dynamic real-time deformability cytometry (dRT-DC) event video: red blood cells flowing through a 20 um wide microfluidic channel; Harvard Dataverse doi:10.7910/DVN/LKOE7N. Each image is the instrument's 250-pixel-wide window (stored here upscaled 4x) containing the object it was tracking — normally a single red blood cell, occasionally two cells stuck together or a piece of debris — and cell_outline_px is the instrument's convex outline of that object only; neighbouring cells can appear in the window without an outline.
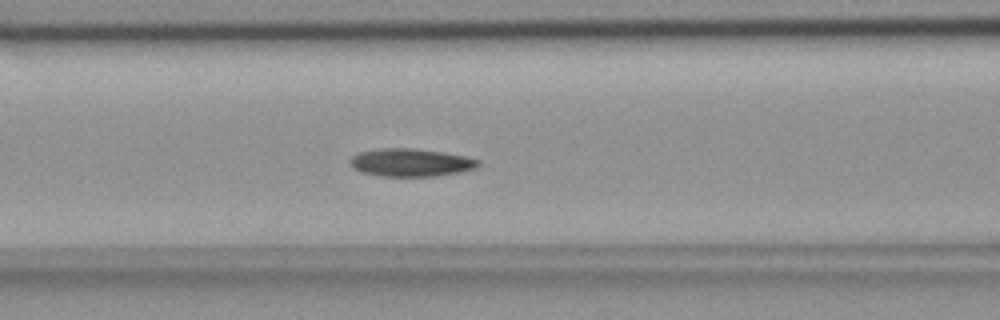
{"species": "common noctule bat (a hibernating species)", "species_latin": "Nyctalus noctula", "temperature_condition": "room temperature", "stored_images_in_passage": 43, "camera_frame_rate_fps": 3000, "um_per_image_px": 0.085, "animal": {"sex": "female", "body_mass_g": 18.4}, "frame": {"image": 1, "passage_image": 11, "time_ms": 3.333, "image_size_px": [1000, 320], "cell_outline_px": [[480, 164], [476, 168], [460, 172], [436, 176], [380, 176], [360, 172], [352, 168], [348, 164], [348, 160], [352, 156], [360, 152], [380, 148], [416, 148], [444, 152], [464, 156], [480, 160]], "centroid_in_image_um": [34.88, 13.81], "position_along_channel_um": 131.7, "area_um2": 21.1}}
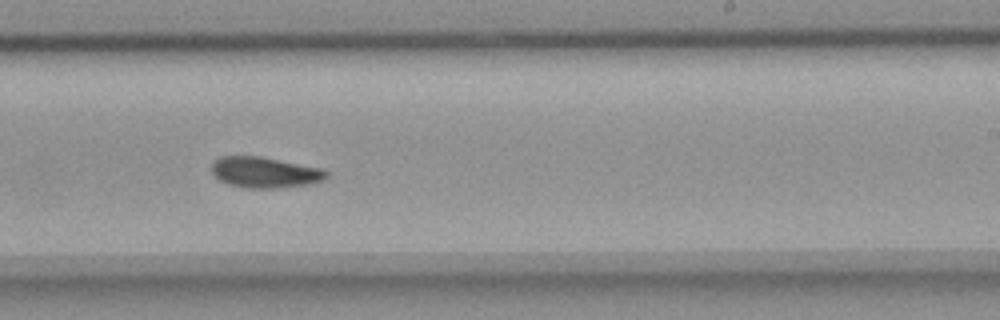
{"frame": {"image": 2, "passage_image": 22, "time_ms": 7.0, "image_size_px": [1000, 320], "cell_outline_px": [[328, 176], [324, 180], [312, 184], [280, 188], [244, 188], [228, 184], [220, 180], [212, 172], [212, 160], [220, 156], [260, 156], [324, 168], [328, 172]], "centroid_in_image_um": [22.54, 14.65], "position_along_channel_um": 266.5, "area_um2": 20.98}}
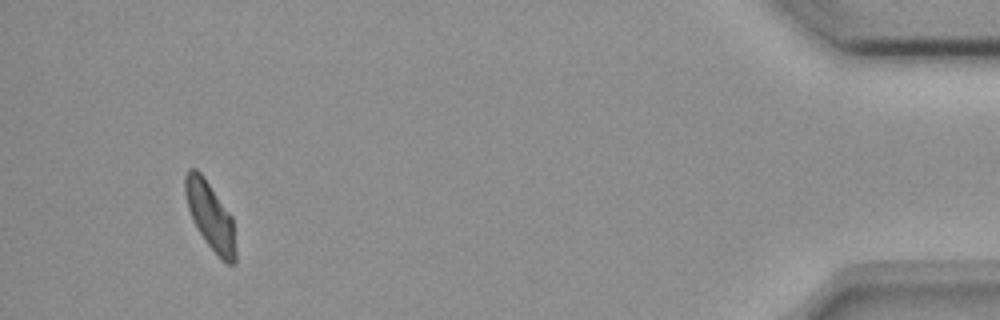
{"frame": {"image": 3, "passage_image": 40, "time_ms": 13.0, "image_size_px": [1000, 320], "cell_outline_px": [[236, 264], [228, 264], [204, 240], [192, 220], [188, 208], [184, 192], [184, 176], [188, 168], [196, 168], [204, 176], [232, 216], [236, 252]], "centroid_in_image_um": [17.85, 18.3], "position_along_channel_um": 417.3, "area_um2": 19.83}, "authors_computed_cell_mechanics": {"area_um2": 20.4612, "velocity_mm_per_s": 3.7016, "shape_relaxation_time_tau1_ms": 6.9769, "shape_relaxation_time_tau2_ms": 3.9398, "deformation_change_tau1": 0.1696, "deformation_change_tau2": 0.0936}}